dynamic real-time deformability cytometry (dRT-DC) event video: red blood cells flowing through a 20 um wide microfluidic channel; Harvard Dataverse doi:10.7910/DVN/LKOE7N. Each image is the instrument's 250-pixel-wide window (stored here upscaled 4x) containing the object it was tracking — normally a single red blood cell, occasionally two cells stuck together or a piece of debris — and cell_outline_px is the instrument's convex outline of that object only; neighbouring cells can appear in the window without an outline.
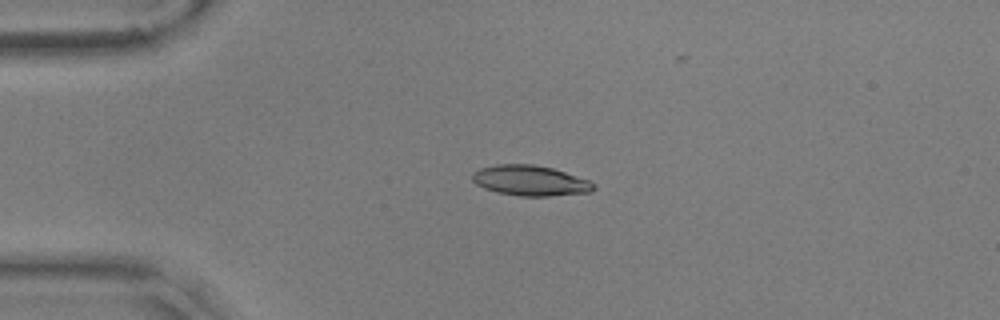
{"species": "common noctule bat (a hibernating species)", "species_latin": "Nyctalus noctula", "temperature_condition": "warm", "stored_images_in_passage": 44, "camera_frame_rate_fps": 3000, "um_per_image_px": 0.085, "animal": {"sex": "male", "body_mass_g": 17.9, "forearm_length_mm": 54.2}, "frame": {"image": 1, "passage_image": 1, "time_ms": 0.0, "image_size_px": [1000, 320], "cell_outline_px": [[596, 188], [592, 192], [548, 196], [520, 196], [496, 192], [484, 188], [476, 184], [472, 180], [472, 172], [480, 168], [496, 164], [532, 164], [552, 168], [588, 180], [596, 184]], "centroid_in_image_um": [45.06, 15.35], "position_along_channel_um": 39.9, "area_um2": 21.5}}
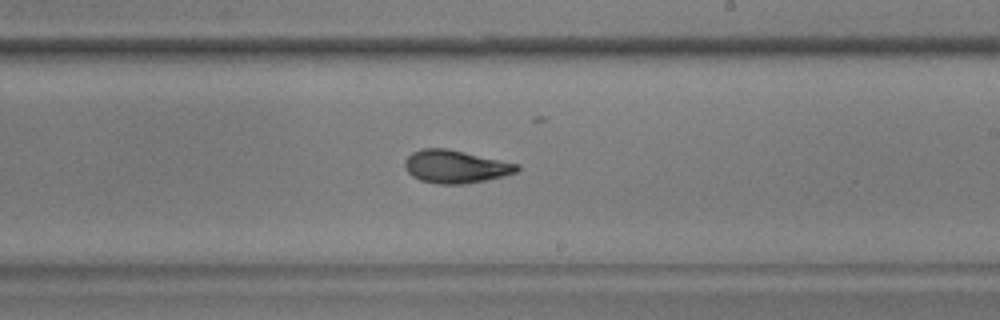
{"frame": {"image": 2, "passage_image": 21, "time_ms": 6.667, "image_size_px": [1000, 320], "cell_outline_px": [[520, 168], [516, 172], [504, 176], [464, 184], [440, 184], [420, 180], [412, 176], [404, 168], [404, 160], [412, 152], [420, 148], [448, 148], [520, 164]], "centroid_in_image_um": [38.7, 14.15], "position_along_channel_um": 250.3, "area_um2": 21.68}}
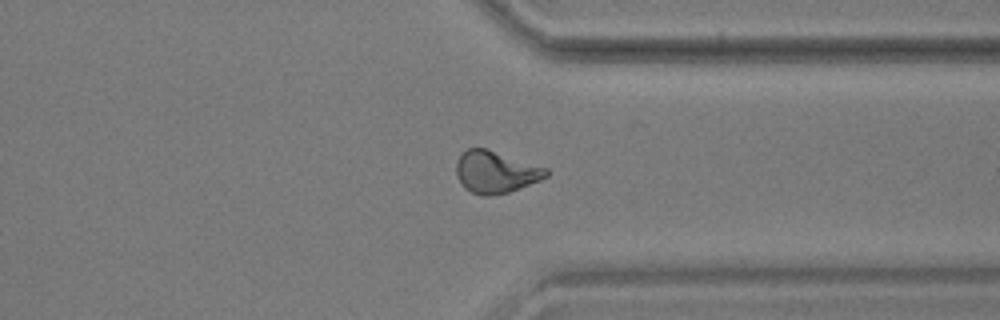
{"frame": {"image": 3, "passage_image": 31, "time_ms": 10.0, "image_size_px": [1000, 320], "cell_outline_px": [[548, 176], [540, 180], [520, 188], [508, 192], [492, 196], [484, 196], [472, 192], [464, 188], [456, 176], [456, 164], [460, 156], [468, 148], [484, 148], [548, 168]], "centroid_in_image_um": [42.13, 14.64], "position_along_channel_um": 369.3, "area_um2": 21.85}, "authors_computed_cell_mechanics": {"area_um2": 21.6172, "velocity_mm_per_s": 3.596, "shape_relaxation_time_tau1_ms": 5.1884, "shape_relaxation_time_tau2_ms": 1.7403, "deformation_change_tau1": 0.1745, "deformation_change_tau2": 0.0712}}